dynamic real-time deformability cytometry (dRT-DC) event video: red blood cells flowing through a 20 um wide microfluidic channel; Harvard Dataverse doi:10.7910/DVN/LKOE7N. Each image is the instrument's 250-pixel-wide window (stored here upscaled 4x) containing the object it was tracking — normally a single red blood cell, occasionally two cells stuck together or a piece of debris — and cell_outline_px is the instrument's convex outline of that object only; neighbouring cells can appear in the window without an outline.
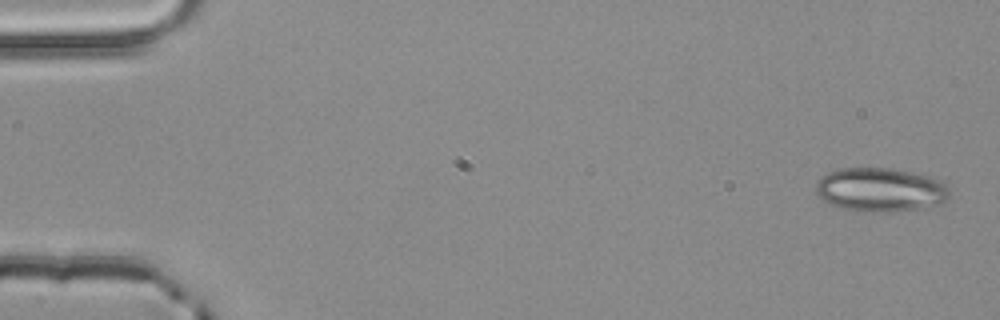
{"species": "common noctule bat (a hibernating species)", "species_latin": "Nyctalus noctula", "temperature_condition": "room temperature", "stored_images_in_passage": 4, "camera_frame_rate_fps": 3000, "um_per_image_px": 0.085, "animal": {"sex": "male", "body_mass_g": 20.4}, "frame": {"image": 1, "passage_image": 1, "time_ms": 0.0, "image_size_px": [1000, 320], "cell_outline_px": [[948, 200], [932, 208], [888, 212], [872, 212], [844, 208], [832, 204], [824, 200], [816, 192], [816, 184], [820, 176], [828, 172], [840, 168], [888, 168], [928, 176], [944, 184], [948, 188]], "centroid_in_image_um": [74.85, 16.14], "position_along_channel_um": 10.2, "area_um2": 34.04}}